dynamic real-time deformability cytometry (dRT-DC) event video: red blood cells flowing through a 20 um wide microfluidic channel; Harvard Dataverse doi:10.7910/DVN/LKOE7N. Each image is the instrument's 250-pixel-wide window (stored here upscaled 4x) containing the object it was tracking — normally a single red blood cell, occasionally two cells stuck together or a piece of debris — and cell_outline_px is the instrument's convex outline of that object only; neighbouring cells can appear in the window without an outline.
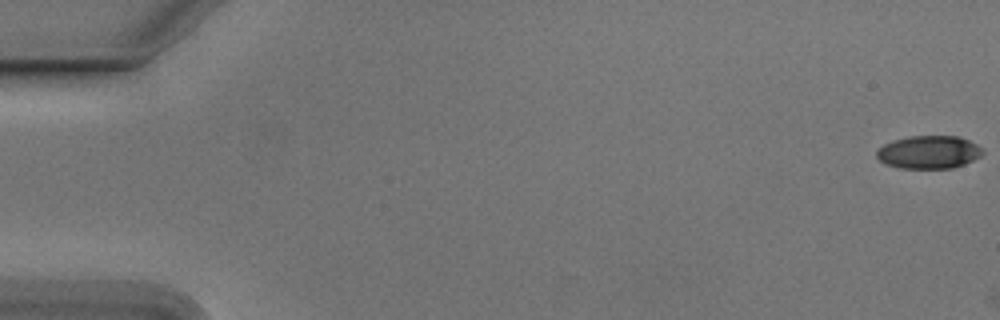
{"species": "Egyptian fruit bat (a non-hibernating species)", "species_latin": "Rousettus aegyptiacus", "temperature_condition": "cold", "stored_images_in_passage": 2, "camera_frame_rate_fps": 3000, "um_per_image_px": 0.085, "animal": {"sex": "male"}, "frame": {"image": 1, "passage_image": 1, "time_ms": 0.0, "image_size_px": [1000, 320], "cell_outline_px": [[984, 152], [980, 156], [964, 164], [952, 168], [900, 168], [884, 164], [876, 156], [876, 152], [884, 144], [892, 140], [908, 136], [960, 136], [976, 144]], "centroid_in_image_um": [78.92, 12.93], "position_along_channel_um": 6.1, "area_um2": 20.35}}